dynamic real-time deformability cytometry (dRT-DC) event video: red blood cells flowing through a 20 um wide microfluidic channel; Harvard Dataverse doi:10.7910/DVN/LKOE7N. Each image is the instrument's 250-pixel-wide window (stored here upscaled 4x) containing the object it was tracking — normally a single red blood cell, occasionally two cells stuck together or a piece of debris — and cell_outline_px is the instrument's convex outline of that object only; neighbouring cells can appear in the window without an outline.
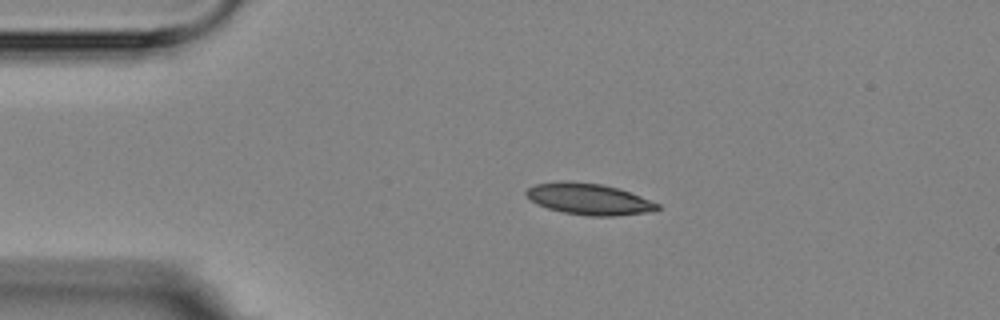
{"species": "Egyptian fruit bat (a non-hibernating species)", "species_latin": "Rousettus aegyptiacus", "temperature_condition": "room temperature", "stored_images_in_passage": 5, "camera_frame_rate_fps": 3000, "um_per_image_px": 0.085, "animal": {"sex": "female"}, "frame": {"image": 1, "passage_image": 2, "time_ms": 1.333, "image_size_px": [1000, 320], "cell_outline_px": [[660, 208], [652, 212], [616, 216], [588, 216], [564, 212], [548, 208], [536, 204], [524, 192], [528, 188], [536, 184], [560, 180], [568, 180], [600, 184], [620, 188], [660, 204]], "centroid_in_image_um": [50.08, 16.91], "position_along_channel_um": 34.9, "area_um2": 24.1}}
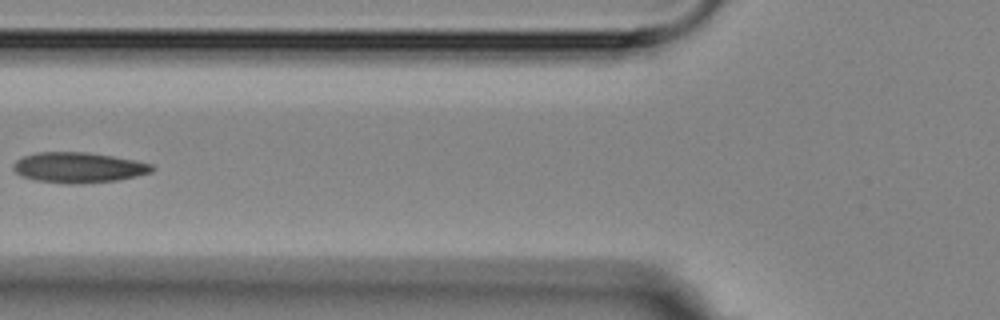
{"frame": {"image": 2, "passage_image": 4, "time_ms": 4.667, "image_size_px": [1000, 320], "cell_outline_px": [[156, 168], [152, 172], [136, 176], [116, 180], [80, 184], [68, 184], [36, 180], [20, 176], [12, 168], [12, 164], [16, 160], [24, 156], [36, 152], [84, 152], [112, 156], [152, 164]], "centroid_in_image_um": [6.64, 14.24], "position_along_channel_um": 119.2, "area_um2": 24.57}}
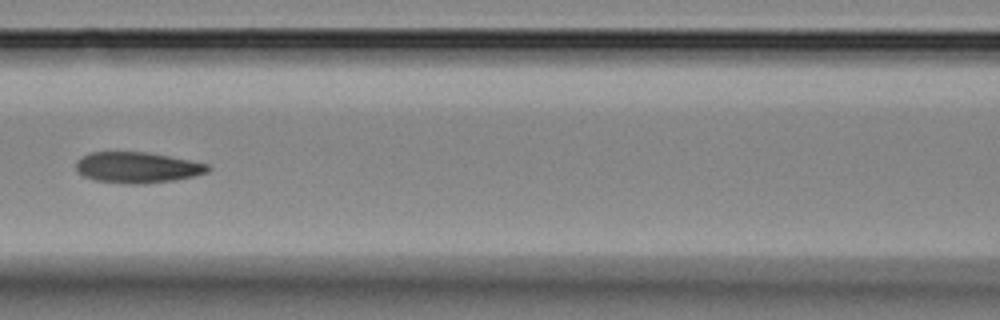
{"frame": {"image": 3, "passage_image": 5, "time_ms": 5.667, "image_size_px": [1000, 320], "cell_outline_px": [[212, 168], [208, 172], [176, 180], [144, 184], [128, 184], [96, 180], [84, 176], [76, 172], [76, 160], [80, 156], [92, 152], [148, 152], [192, 160], [208, 164]], "centroid_in_image_um": [11.67, 14.23], "position_along_channel_um": 154.9, "area_um2": 23.99}}